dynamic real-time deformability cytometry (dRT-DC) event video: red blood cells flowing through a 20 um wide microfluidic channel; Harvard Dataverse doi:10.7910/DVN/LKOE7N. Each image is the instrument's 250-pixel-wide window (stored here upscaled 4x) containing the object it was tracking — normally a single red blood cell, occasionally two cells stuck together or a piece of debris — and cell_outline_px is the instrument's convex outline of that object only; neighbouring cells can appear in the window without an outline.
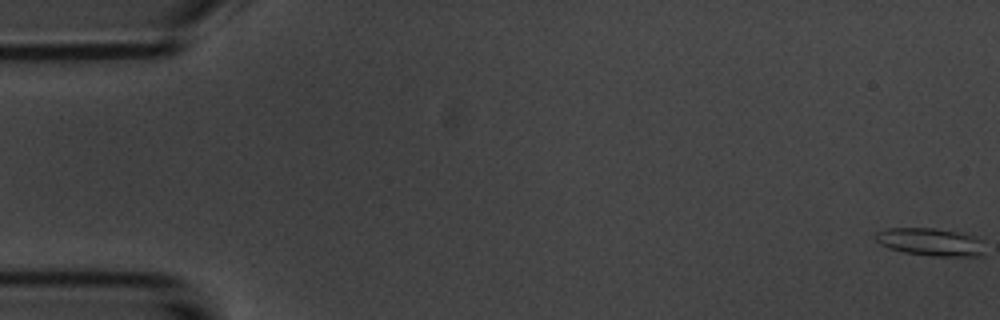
{"species": "common noctule bat (a hibernating species)", "species_latin": "Nyctalus noctula", "temperature_condition": "room temperature", "stored_images_in_passage": 55, "camera_frame_rate_fps": 3000, "um_per_image_px": 0.085, "animal": {"sex": "male", "body_mass_g": 20.1, "forearm_length_mm": 53.5}, "frame": {"image": 1, "passage_image": 1, "time_ms": 0.0, "image_size_px": [1000, 320], "cell_outline_px": [[984, 256], [932, 256], [904, 252], [888, 248], [880, 244], [876, 240], [876, 232], [888, 228], [932, 228], [960, 232], [976, 236], [984, 240]], "centroid_in_image_um": [79.16, 20.57], "position_along_channel_um": 5.8, "area_um2": 17.92}}
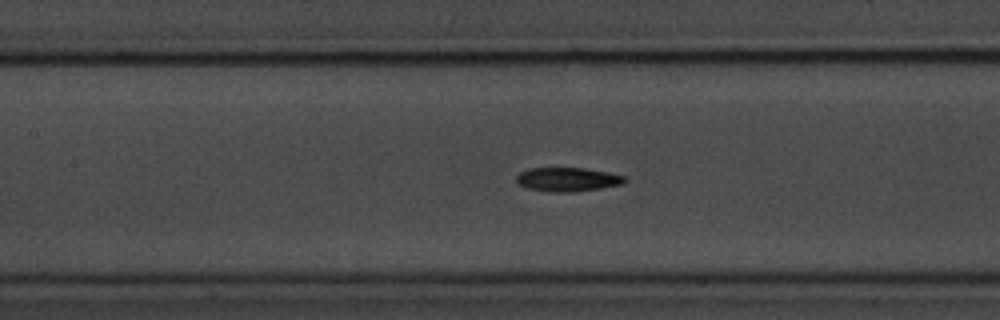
{"frame": {"image": 2, "passage_image": 25, "time_ms": 8.0, "image_size_px": [1000, 320], "cell_outline_px": [[628, 180], [624, 184], [600, 188], [572, 192], [552, 192], [528, 188], [520, 184], [516, 180], [516, 176], [520, 172], [528, 168], [584, 168], [608, 172], [624, 176]], "centroid_in_image_um": [48.27, 15.25], "position_along_channel_um": 159.1, "area_um2": 15.09}}
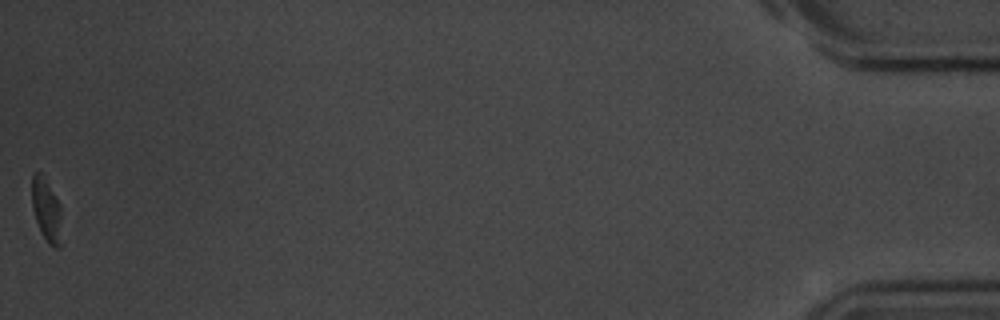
{"frame": {"image": 3, "passage_image": 55, "time_ms": 18.0, "image_size_px": [1000, 320], "cell_outline_px": [[64, 244], [60, 248], [56, 248], [48, 244], [40, 232], [32, 208], [32, 176], [36, 172], [40, 172], [60, 204]], "centroid_in_image_um": [4.0, 17.99], "position_along_channel_um": 431.2, "area_um2": 11.33}, "authors_computed_cell_mechanics": {"area_um2": 15.0858, "velocity_mm_per_s": 3.7026, "shape_relaxation_time_tau1_ms": 3.3382, "shape_relaxation_time_tau2_ms": 8.8567, "deformation_change_tau1": 0.1471, "deformation_change_tau2": 0.181}}